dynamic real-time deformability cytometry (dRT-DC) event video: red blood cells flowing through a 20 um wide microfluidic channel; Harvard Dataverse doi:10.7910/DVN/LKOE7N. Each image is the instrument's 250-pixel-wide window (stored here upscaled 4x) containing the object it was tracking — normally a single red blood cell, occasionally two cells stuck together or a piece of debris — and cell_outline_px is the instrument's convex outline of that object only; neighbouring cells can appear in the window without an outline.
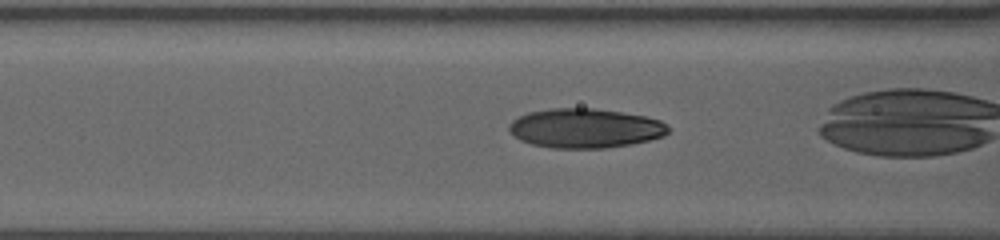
{"species": "human", "species_latin": "Homo sapiens", "temperature_condition": "warm", "stored_images_in_passage": 32, "camera_frame_rate_fps": 3000, "um_per_image_px": 0.085, "donor": {"sex": "female"}, "frame": {"image": 1, "passage_image": 23, "time_ms": 7.333, "image_size_px": [1000, 240], "cell_outline_px": [[668, 132], [664, 136], [632, 144], [604, 148], [552, 148], [532, 144], [520, 140], [508, 128], [508, 124], [512, 120], [528, 112], [552, 108], [592, 108], [620, 112], [644, 116], [660, 120], [668, 128]], "centroid_in_image_um": [49.72, 10.9], "position_along_channel_um": 116.9, "area_um2": 36.36}}